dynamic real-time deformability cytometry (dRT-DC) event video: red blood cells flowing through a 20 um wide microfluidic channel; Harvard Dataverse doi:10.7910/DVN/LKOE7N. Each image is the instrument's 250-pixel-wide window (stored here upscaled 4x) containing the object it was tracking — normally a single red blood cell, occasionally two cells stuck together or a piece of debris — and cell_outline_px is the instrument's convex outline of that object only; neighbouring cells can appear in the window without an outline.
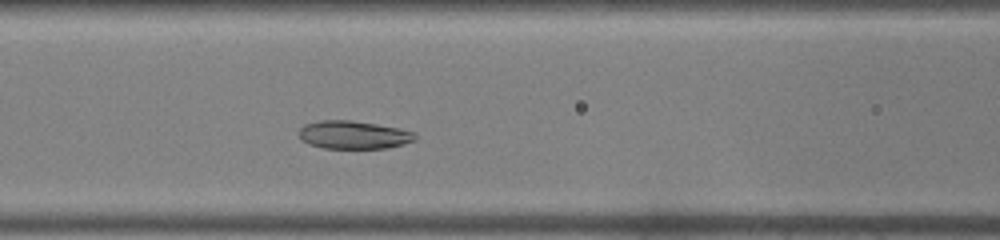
{"species": "common noctule bat (a hibernating species)", "species_latin": "Nyctalus noctula", "temperature_condition": "warm", "stored_images_in_passage": 35, "camera_frame_rate_fps": 3000, "um_per_image_px": 0.085, "animal": {"sex": "male", "body_mass_g": 19.0, "forearm_length_mm": 50.8}, "frame": {"image": 1, "passage_image": 9, "time_ms": 2.667, "image_size_px": [1000, 240], "cell_outline_px": [[416, 140], [404, 144], [388, 148], [324, 148], [308, 144], [300, 140], [296, 132], [304, 124], [320, 120], [352, 120], [400, 128], [416, 132]], "centroid_in_image_um": [30.03, 11.46], "position_along_channel_um": 136.6, "area_um2": 19.36}}
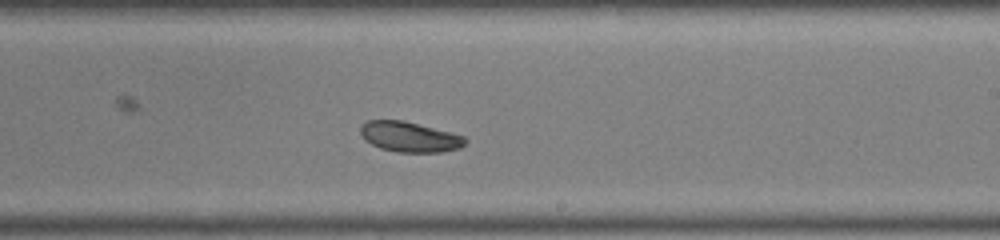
{"frame": {"image": 2, "passage_image": 17, "time_ms": 5.333, "image_size_px": [1000, 240], "cell_outline_px": [[468, 140], [460, 148], [444, 152], [396, 152], [380, 148], [364, 140], [360, 132], [360, 128], [368, 120], [404, 120], [464, 136]], "centroid_in_image_um": [34.82, 11.64], "position_along_channel_um": 254.2, "area_um2": 18.44}}
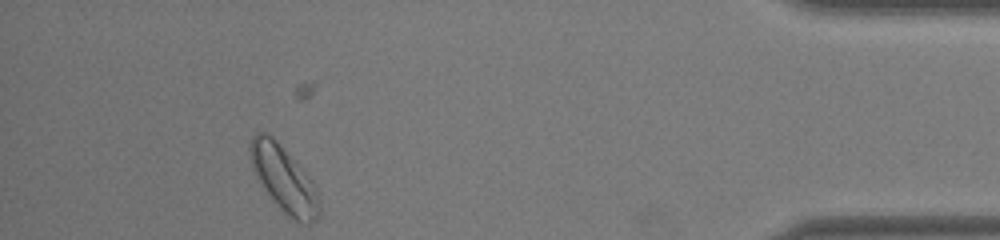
{"frame": {"image": 3, "passage_image": 31, "time_ms": 10.0, "image_size_px": [1000, 240], "cell_outline_px": [[320, 216], [312, 224], [300, 224], [292, 220], [280, 208], [256, 180], [252, 168], [248, 152], [248, 144], [252, 136], [256, 132], [268, 132], [276, 140], [312, 180], [316, 188], [320, 200]], "centroid_in_image_um": [24.11, 15.23], "position_along_channel_um": 411.1, "area_um2": 27.05}}